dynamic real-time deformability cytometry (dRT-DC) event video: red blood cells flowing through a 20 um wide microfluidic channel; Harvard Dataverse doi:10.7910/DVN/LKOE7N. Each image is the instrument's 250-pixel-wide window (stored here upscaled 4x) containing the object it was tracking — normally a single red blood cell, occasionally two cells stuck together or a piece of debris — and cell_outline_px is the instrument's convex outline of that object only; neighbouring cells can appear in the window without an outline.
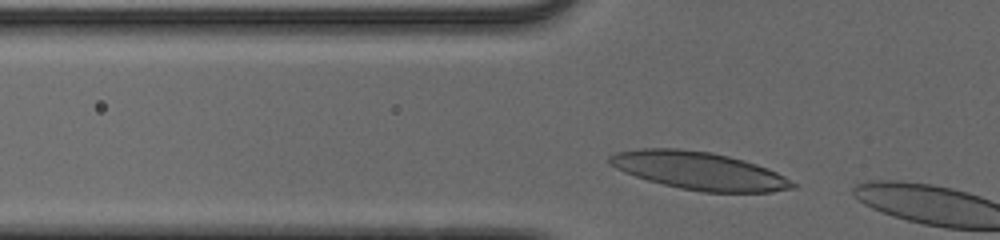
{"species": "human", "species_latin": "Homo sapiens", "temperature_condition": "cold", "stored_images_in_passage": 4, "camera_frame_rate_fps": 3000, "um_per_image_px": 0.085, "donor": {"sex": "male"}, "frame": {"image": 1, "passage_image": 2, "time_ms": 0.333, "image_size_px": [1000, 240], "cell_outline_px": [[796, 188], [772, 192], [704, 192], [680, 188], [648, 180], [624, 172], [608, 164], [608, 156], [616, 152], [640, 148], [676, 148], [712, 152], [728, 156], [756, 164], [768, 168], [784, 176], [796, 184]], "centroid_in_image_um": [59.41, 14.51], "position_along_channel_um": 66.4, "area_um2": 40.23}}